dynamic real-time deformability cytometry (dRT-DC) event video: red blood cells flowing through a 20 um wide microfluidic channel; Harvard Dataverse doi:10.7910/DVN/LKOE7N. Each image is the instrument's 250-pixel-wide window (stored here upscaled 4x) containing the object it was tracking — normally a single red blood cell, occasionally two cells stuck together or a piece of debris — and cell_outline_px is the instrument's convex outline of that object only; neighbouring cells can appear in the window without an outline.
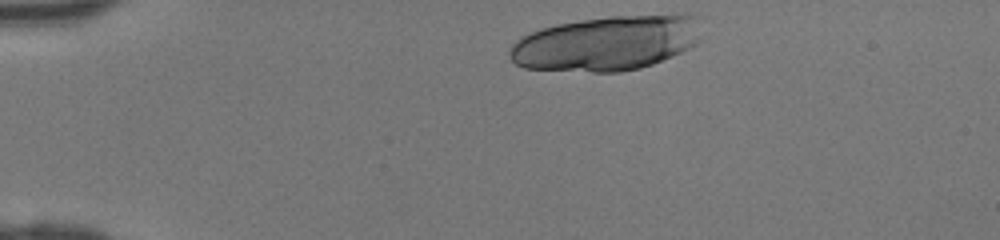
{"species": "human", "species_latin": "Homo sapiens", "temperature_condition": "room temperature", "stored_images_in_passage": 33, "camera_frame_rate_fps": 3000, "um_per_image_px": 0.085, "donor": {"sex": "female"}, "frame": {"image": 1, "passage_image": 1, "time_ms": 0.0, "image_size_px": [1000, 240], "cell_outline_px": [[700, 40], [696, 44], [672, 56], [652, 64], [640, 68], [620, 72], [592, 72], [524, 68], [516, 64], [512, 60], [508, 52], [512, 44], [520, 36], [540, 28], [556, 24], [580, 20], [608, 16], [684, 12], [700, 16]], "centroid_in_image_um": [51.62, 3.63], "position_along_channel_um": 33.4, "area_um2": 62.48}}